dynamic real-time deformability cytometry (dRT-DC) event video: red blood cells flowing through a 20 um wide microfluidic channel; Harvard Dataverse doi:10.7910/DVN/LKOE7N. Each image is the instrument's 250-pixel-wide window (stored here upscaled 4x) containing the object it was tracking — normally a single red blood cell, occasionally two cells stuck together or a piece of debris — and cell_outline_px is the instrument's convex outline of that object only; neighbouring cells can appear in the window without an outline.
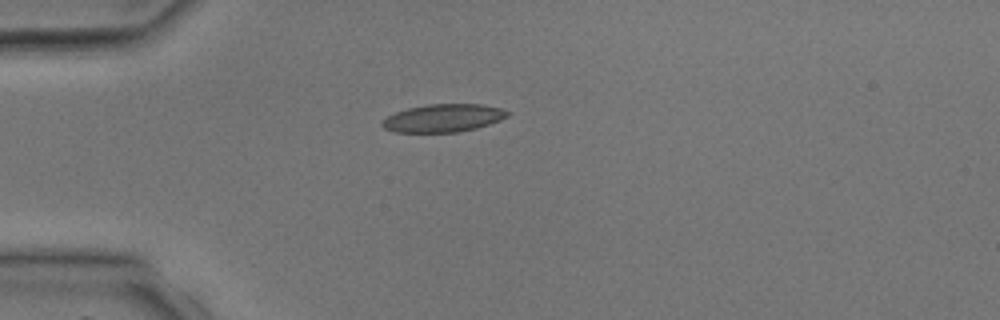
{"species": "common noctule bat (a hibernating species)", "species_latin": "Nyctalus noctula", "temperature_condition": "room temperature", "stored_images_in_passage": 1, "camera_frame_rate_fps": 3000, "um_per_image_px": 0.085, "animal": {"sex": "male", "body_mass_g": 17.9, "forearm_length_mm": 54.2}, "frame": {"image": 1, "passage_image": 1, "time_ms": 0.0, "image_size_px": [1000, 320], "cell_outline_px": [[512, 112], [508, 116], [500, 120], [476, 128], [460, 132], [392, 132], [384, 128], [380, 124], [380, 120], [396, 112], [408, 108], [428, 104], [480, 104], [500, 108]], "centroid_in_image_um": [37.66, 10.04], "position_along_channel_um": 47.3, "area_um2": 20.46}}